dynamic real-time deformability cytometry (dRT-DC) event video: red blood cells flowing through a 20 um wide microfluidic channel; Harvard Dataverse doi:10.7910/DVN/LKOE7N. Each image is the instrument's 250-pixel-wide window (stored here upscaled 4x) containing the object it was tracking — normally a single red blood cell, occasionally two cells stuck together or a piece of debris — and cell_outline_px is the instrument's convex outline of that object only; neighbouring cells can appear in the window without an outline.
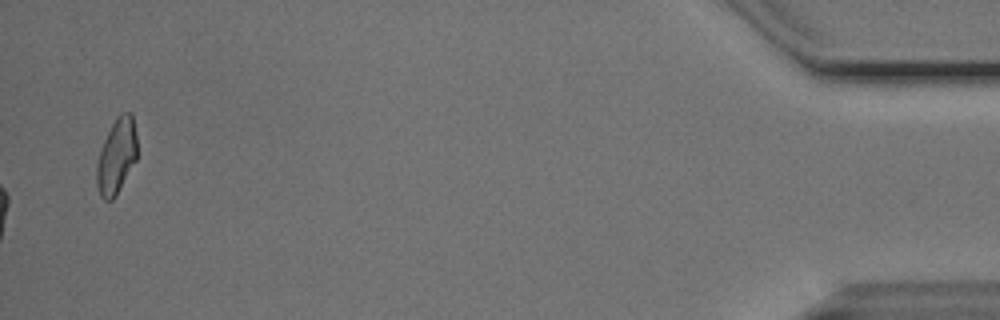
{"species": "Egyptian fruit bat (a non-hibernating species)", "species_latin": "Rousettus aegyptiacus", "temperature_condition": "cold", "stored_images_in_passage": 55, "camera_frame_rate_fps": 3000, "um_per_image_px": 0.085, "animal": {"sex": "male"}, "frame": {"image": 1, "passage_image": 55, "time_ms": 18.0, "image_size_px": [1000, 320], "cell_outline_px": [[136, 160], [116, 196], [112, 200], [104, 200], [100, 196], [96, 184], [96, 168], [100, 152], [104, 140], [116, 116], [124, 112], [132, 112], [136, 132]], "centroid_in_image_um": [9.91, 13.28], "position_along_channel_um": 425.3, "area_um2": 17.69}, "authors_computed_cell_mechanics": {"area_um2": 19.941, "velocity_mm_per_s": 3.7638, "shape_relaxation_time_tau1_ms": 3.46, "shape_relaxation_time_tau2_ms": 2.6147, "deformation_change_tau1": 0.1354, "deformation_change_tau2": 0.0645}}